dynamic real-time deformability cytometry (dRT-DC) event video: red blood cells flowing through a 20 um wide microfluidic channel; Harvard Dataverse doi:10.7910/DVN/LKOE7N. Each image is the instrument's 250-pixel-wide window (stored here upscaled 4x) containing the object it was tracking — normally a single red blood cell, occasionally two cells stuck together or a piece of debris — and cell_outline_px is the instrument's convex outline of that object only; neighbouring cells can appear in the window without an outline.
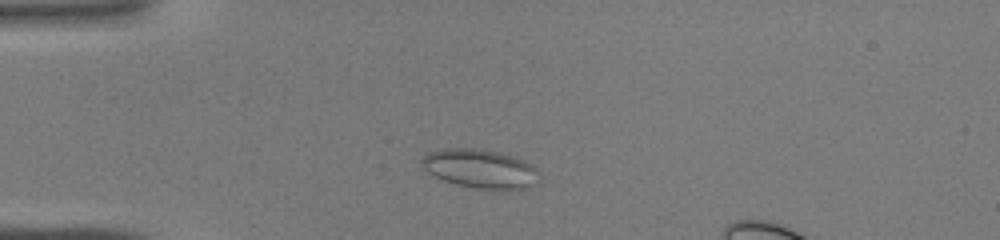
{"species": "common noctule bat (a hibernating species)", "species_latin": "Nyctalus noctula", "temperature_condition": "warm", "stored_images_in_passage": 37, "camera_frame_rate_fps": 3000, "um_per_image_px": 0.085, "animal": {"sex": "male", "body_mass_g": 19.0, "forearm_length_mm": 50.8}, "frame": {"image": 1, "passage_image": 7, "time_ms": 2.0, "image_size_px": [1000, 240], "cell_outline_px": [[536, 172], [532, 184], [524, 188], [476, 188], [456, 184], [444, 180], [428, 172], [420, 164], [420, 160], [428, 152], [448, 148], [476, 148], [496, 152], [512, 156], [524, 160], [532, 164], [536, 168]], "centroid_in_image_um": [40.73, 14.31], "position_along_channel_um": 44.3, "area_um2": 25.84}}
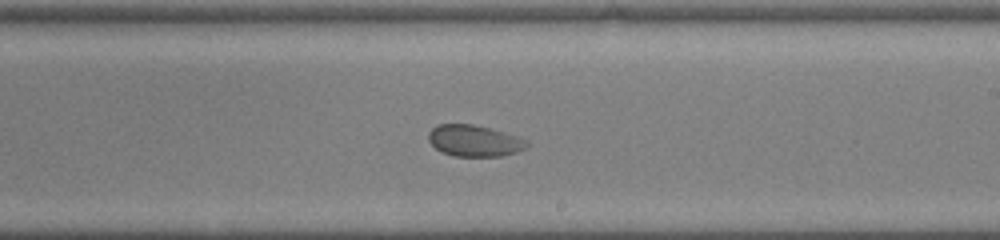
{"frame": {"image": 2, "passage_image": 22, "time_ms": 7.0, "image_size_px": [1000, 240], "cell_outline_px": [[532, 144], [516, 152], [500, 156], [452, 156], [440, 152], [428, 140], [428, 132], [436, 124], [472, 124], [504, 132], [528, 140]], "centroid_in_image_um": [40.3, 11.96], "position_along_channel_um": 248.7, "area_um2": 18.09}}
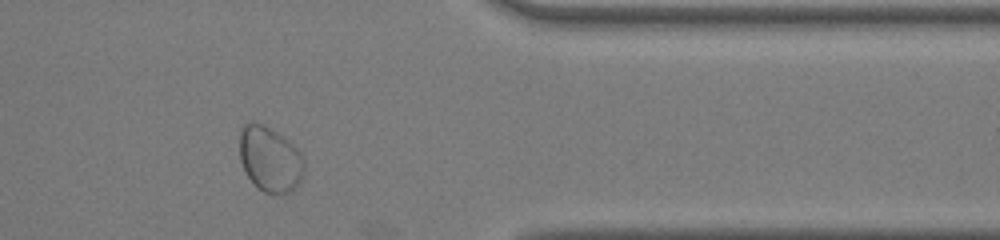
{"frame": {"image": 3, "passage_image": 32, "time_ms": 10.333, "image_size_px": [1000, 240], "cell_outline_px": [[304, 172], [300, 180], [288, 192], [264, 192], [256, 188], [248, 176], [240, 160], [240, 132], [244, 124], [260, 124], [284, 136], [300, 152], [304, 160]], "centroid_in_image_um": [22.94, 13.53], "position_along_channel_um": 388.5, "area_um2": 23.99}}